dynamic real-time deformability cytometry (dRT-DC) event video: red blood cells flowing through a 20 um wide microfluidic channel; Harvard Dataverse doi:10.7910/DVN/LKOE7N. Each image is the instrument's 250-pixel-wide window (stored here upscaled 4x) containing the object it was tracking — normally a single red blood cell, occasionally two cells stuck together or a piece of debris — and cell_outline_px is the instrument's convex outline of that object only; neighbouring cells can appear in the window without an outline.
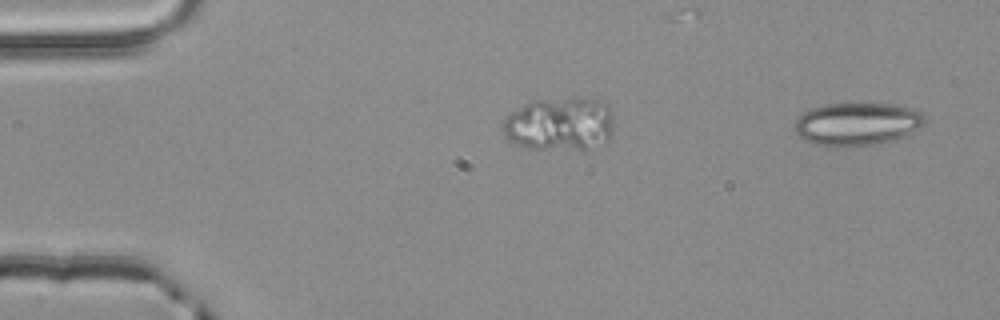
{"species": "common noctule bat (a hibernating species)", "species_latin": "Nyctalus noctula", "temperature_condition": "room temperature", "stored_images_in_passage": 2, "segment_of_instrument_passage": [2, 2], "camera_frame_rate_fps": 3000, "um_per_image_px": 0.085, "animal": {"sex": "male", "body_mass_g": 20.4}, "frame": {"image": 1, "passage_image": 2, "time_ms": 0.333, "image_size_px": [1000, 320], "cell_outline_px": [[928, 120], [920, 128], [892, 140], [880, 144], [848, 148], [828, 148], [812, 144], [804, 140], [796, 132], [796, 120], [804, 112], [812, 108], [824, 104], [888, 104], [916, 108], [924, 112]], "centroid_in_image_um": [72.88, 10.57], "position_along_channel_um": 12.1, "area_um2": 33.18}}